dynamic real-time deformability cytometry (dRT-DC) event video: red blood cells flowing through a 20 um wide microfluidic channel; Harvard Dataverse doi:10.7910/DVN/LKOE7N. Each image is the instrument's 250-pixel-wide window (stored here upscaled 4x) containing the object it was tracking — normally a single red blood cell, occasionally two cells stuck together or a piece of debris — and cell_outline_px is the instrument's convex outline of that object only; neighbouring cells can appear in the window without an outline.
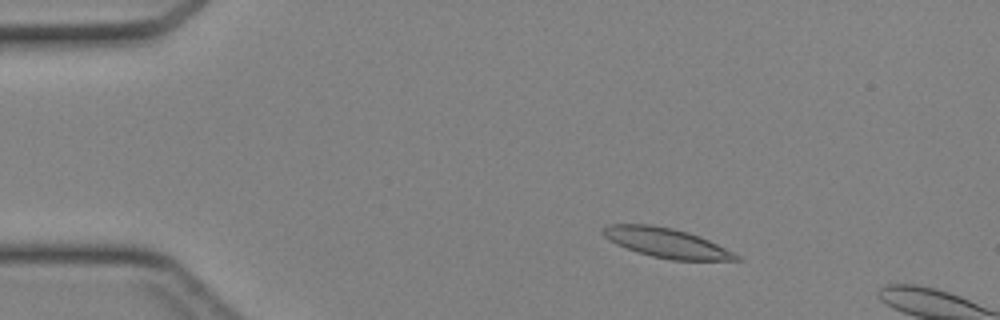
{"species": "Egyptian fruit bat (a non-hibernating species)", "species_latin": "Rousettus aegyptiacus", "temperature_condition": "cold", "stored_images_in_passage": 11, "camera_frame_rate_fps": 3000, "um_per_image_px": 0.085, "animal": {"sex": "female"}, "frame": {"image": 1, "passage_image": 7, "time_ms": 2.0, "image_size_px": [1000, 320], "cell_outline_px": [[744, 260], [672, 260], [652, 256], [616, 244], [604, 236], [600, 232], [608, 224], [648, 224], [672, 228], [688, 232], [708, 240], [740, 256]], "centroid_in_image_um": [56.63, 20.64], "position_along_channel_um": 28.4, "area_um2": 22.54}}